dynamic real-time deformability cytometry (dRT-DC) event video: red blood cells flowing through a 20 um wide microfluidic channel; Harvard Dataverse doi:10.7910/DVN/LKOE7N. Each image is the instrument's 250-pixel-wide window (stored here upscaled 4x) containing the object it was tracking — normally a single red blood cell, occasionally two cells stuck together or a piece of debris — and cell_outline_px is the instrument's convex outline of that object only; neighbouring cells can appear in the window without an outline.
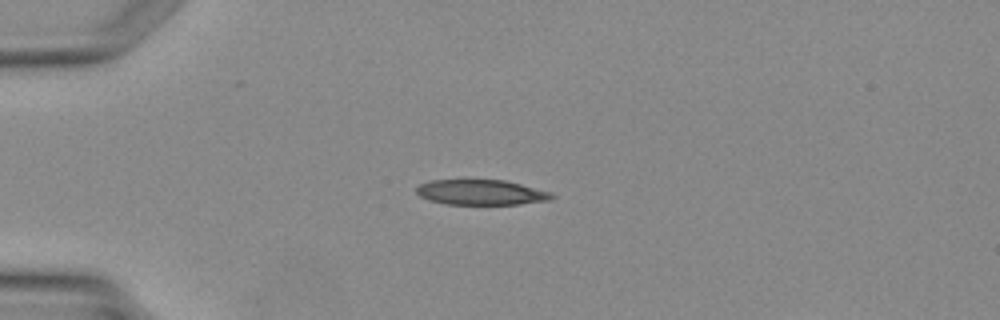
{"species": "Egyptian fruit bat (a non-hibernating species)", "species_latin": "Rousettus aegyptiacus", "temperature_condition": "warm", "stored_images_in_passage": 1, "camera_frame_rate_fps": 3000, "um_per_image_px": 0.085, "animal": {"sex": "female"}, "frame": {"image": 1, "passage_image": 1, "time_ms": 0.0, "image_size_px": [1000, 320], "cell_outline_px": [[556, 196], [552, 200], [520, 204], [444, 204], [428, 200], [420, 196], [416, 192], [416, 188], [420, 184], [428, 180], [504, 180], [552, 192]], "centroid_in_image_um": [40.9, 16.35], "position_along_channel_um": 44.1, "area_um2": 20.0}}